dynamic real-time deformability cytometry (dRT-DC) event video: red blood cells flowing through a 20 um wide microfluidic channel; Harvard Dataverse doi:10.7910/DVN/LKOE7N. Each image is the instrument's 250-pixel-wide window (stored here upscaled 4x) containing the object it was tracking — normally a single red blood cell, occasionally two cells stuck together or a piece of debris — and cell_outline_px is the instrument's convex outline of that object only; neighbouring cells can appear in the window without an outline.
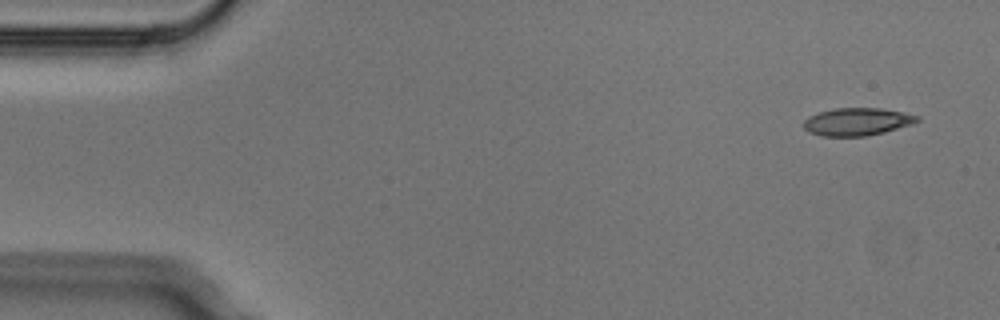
{"species": "Egyptian fruit bat (a non-hibernating species)", "species_latin": "Rousettus aegyptiacus", "temperature_condition": "cold", "stored_images_in_passage": 7, "camera_frame_rate_fps": 3000, "um_per_image_px": 0.085, "animal": {"sex": "male"}, "frame": {"image": 1, "passage_image": 1, "time_ms": 0.0, "image_size_px": [1000, 320], "cell_outline_px": [[920, 120], [912, 124], [884, 132], [864, 136], [820, 136], [808, 132], [804, 128], [804, 120], [808, 116], [820, 112], [836, 108], [880, 108], [920, 116]], "centroid_in_image_um": [72.83, 10.35], "position_along_channel_um": 12.2, "area_um2": 18.21}}
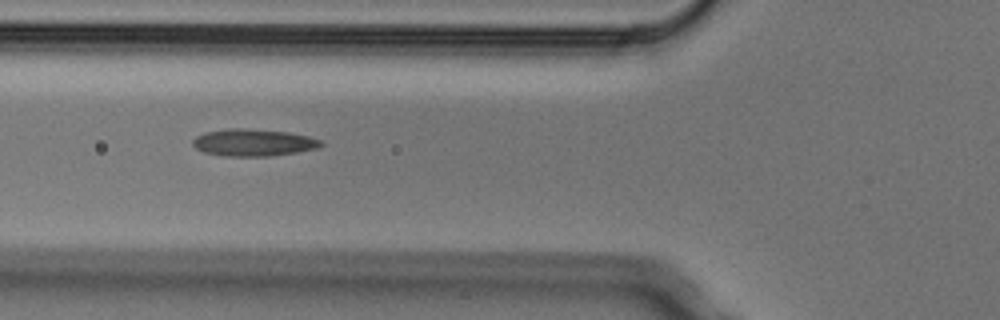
{"frame": {"image": 2, "passage_image": 5, "time_ms": 1.333, "image_size_px": [1000, 320], "cell_outline_px": [[324, 144], [320, 148], [296, 152], [268, 156], [224, 156], [204, 152], [196, 148], [192, 144], [192, 140], [196, 136], [204, 132], [228, 128], [244, 128], [288, 132], [308, 136], [320, 140]], "centroid_in_image_um": [21.53, 12.11], "position_along_channel_um": 104.3, "area_um2": 20.29}}
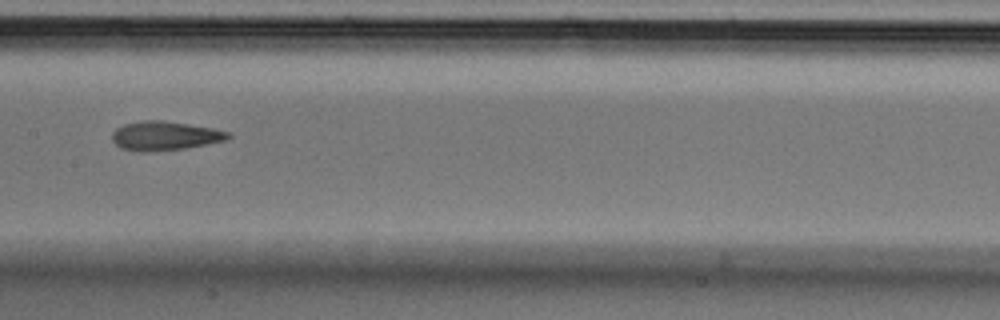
{"frame": {"image": 3, "passage_image": 7, "time_ms": 2.0, "image_size_px": [1000, 320], "cell_outline_px": [[232, 136], [228, 140], [208, 144], [184, 148], [144, 152], [140, 152], [120, 148], [112, 140], [112, 132], [116, 128], [124, 124], [144, 120], [160, 120], [188, 124], [212, 128], [232, 132]], "centroid_in_image_um": [14.03, 11.54], "position_along_channel_um": 193.4, "area_um2": 19.71}}